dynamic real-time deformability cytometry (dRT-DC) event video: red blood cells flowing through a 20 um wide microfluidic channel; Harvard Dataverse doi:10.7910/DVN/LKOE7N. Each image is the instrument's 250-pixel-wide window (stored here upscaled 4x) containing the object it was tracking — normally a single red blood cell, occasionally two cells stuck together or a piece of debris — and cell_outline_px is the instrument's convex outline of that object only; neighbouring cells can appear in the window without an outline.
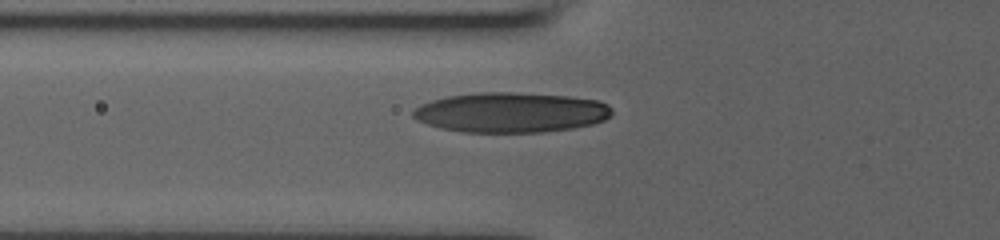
{"species": "human", "species_latin": "Homo sapiens", "temperature_condition": "room temperature", "stored_images_in_passage": 15, "camera_frame_rate_fps": 3000, "um_per_image_px": 0.085, "donor": {"sex": "male"}, "frame": {"image": 1, "passage_image": 8, "time_ms": 1.0, "image_size_px": [1000, 240], "cell_outline_px": [[612, 112], [604, 120], [592, 124], [572, 128], [544, 132], [460, 132], [440, 128], [428, 124], [412, 116], [412, 112], [420, 104], [432, 100], [448, 96], [480, 92], [512, 92], [568, 96], [600, 100], [608, 104], [612, 108]], "centroid_in_image_um": [43.44, 9.55], "position_along_channel_um": 82.4, "area_um2": 46.41}}